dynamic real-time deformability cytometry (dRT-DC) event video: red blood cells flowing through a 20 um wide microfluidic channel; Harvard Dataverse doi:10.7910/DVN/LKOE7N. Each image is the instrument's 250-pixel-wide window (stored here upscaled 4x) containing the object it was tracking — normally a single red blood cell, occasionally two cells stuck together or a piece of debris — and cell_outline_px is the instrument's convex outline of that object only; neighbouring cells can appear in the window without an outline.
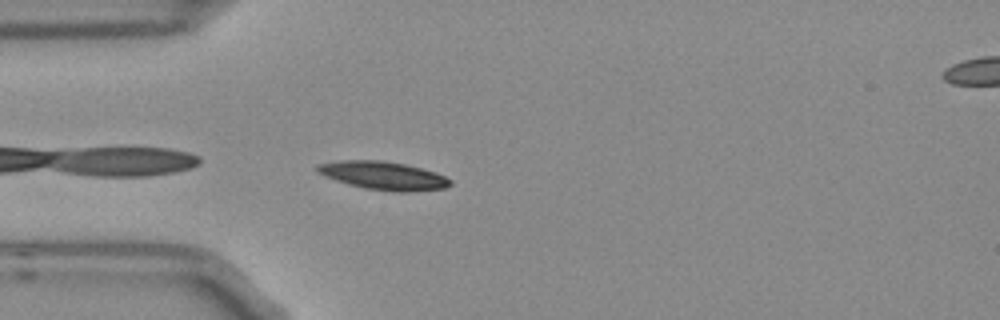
{"species": "Egyptian fruit bat (a non-hibernating species)", "species_latin": "Rousettus aegyptiacus", "temperature_condition": "room temperature", "stored_images_in_passage": 3, "camera_frame_rate_fps": 3000, "um_per_image_px": 0.085, "frame": {"image": 1, "passage_image": 3, "time_ms": 0.667, "image_size_px": [1000, 320], "cell_outline_px": [[452, 184], [444, 188], [408, 192], [392, 192], [364, 188], [348, 184], [324, 176], [316, 172], [316, 164], [340, 160], [384, 160], [404, 164], [436, 172], [452, 180]], "centroid_in_image_um": [32.56, 14.92], "position_along_channel_um": 52.4, "area_um2": 22.02}}